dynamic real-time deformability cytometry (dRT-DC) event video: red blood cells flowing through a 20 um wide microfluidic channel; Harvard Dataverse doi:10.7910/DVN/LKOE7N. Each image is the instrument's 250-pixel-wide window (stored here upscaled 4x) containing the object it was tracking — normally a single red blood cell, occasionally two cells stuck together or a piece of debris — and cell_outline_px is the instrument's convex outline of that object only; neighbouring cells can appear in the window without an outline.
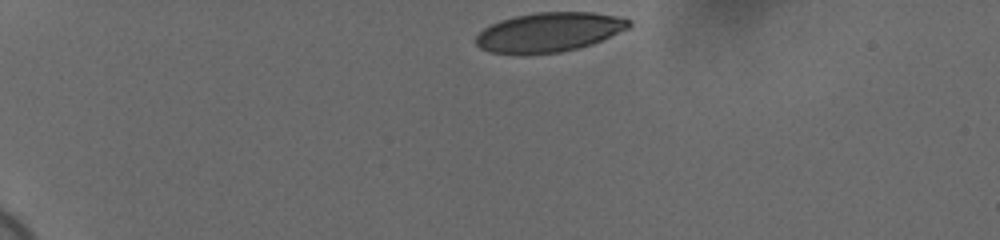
{"species": "human", "species_latin": "Homo sapiens", "temperature_condition": "cold", "stored_images_in_passage": 38, "camera_frame_rate_fps": 3000, "um_per_image_px": 0.085, "donor": {"sex": "female"}, "frame": {"image": 1, "passage_image": 1, "time_ms": 0.0, "image_size_px": [1000, 240], "cell_outline_px": [[632, 24], [628, 28], [592, 44], [560, 52], [524, 56], [488, 52], [480, 48], [476, 44], [476, 36], [484, 28], [500, 20], [516, 16], [536, 12], [592, 12], [616, 16], [632, 20]], "centroid_in_image_um": [46.63, 2.75], "position_along_channel_um": 38.4, "area_um2": 35.43}}
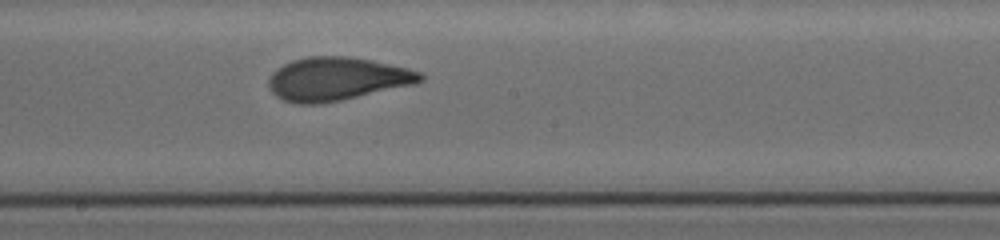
{"frame": {"image": 2, "passage_image": 22, "time_ms": 7.0, "image_size_px": [1000, 240], "cell_outline_px": [[424, 80], [416, 84], [340, 100], [316, 104], [300, 104], [284, 100], [276, 96], [268, 88], [268, 80], [272, 72], [276, 68], [292, 60], [308, 56], [348, 56], [372, 60], [408, 68], [420, 72], [424, 76]], "centroid_in_image_um": [28.63, 6.7], "position_along_channel_um": 219.6, "area_um2": 38.32}}
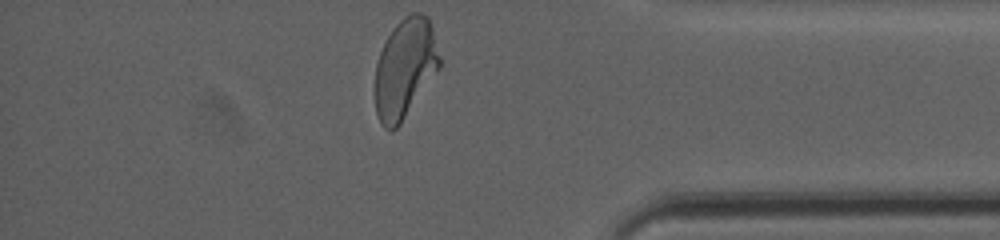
{"frame": {"image": 3, "passage_image": 38, "time_ms": 12.333, "image_size_px": [1000, 240], "cell_outline_px": [[440, 68], [400, 124], [392, 132], [384, 128], [380, 124], [376, 112], [376, 64], [380, 52], [392, 28], [404, 16], [412, 12], [420, 12], [428, 16], [432, 28], [440, 56]], "centroid_in_image_um": [34.43, 5.8], "position_along_channel_um": 400.8, "area_um2": 37.28}, "authors_computed_cell_mechanics": {"area_um2": 37.4255, "velocity_mm_per_s": 3.6827, "shape_relaxation_time_tau1_ms": 3.6793, "shape_relaxation_time_tau2_ms": 0.855, "deformation_change_tau1": 0.1617, "deformation_change_tau2": 0.058}}